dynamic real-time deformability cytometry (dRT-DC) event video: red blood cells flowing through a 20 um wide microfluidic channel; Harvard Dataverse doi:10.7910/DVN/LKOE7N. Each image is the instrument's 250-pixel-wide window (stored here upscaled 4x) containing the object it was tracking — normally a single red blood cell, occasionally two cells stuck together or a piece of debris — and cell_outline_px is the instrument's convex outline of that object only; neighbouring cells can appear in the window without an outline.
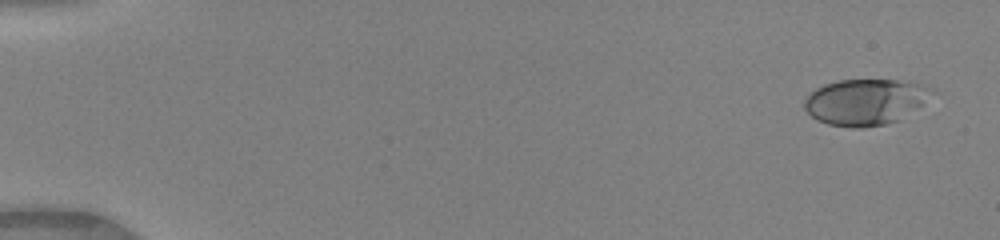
{"species": "human", "species_latin": "Homo sapiens", "temperature_condition": "warm", "stored_images_in_passage": 49, "camera_frame_rate_fps": 3000, "um_per_image_px": 0.085, "donor": {"sex": "female"}, "frame": {"image": 1, "passage_image": 2, "time_ms": 0.333, "image_size_px": [1000, 240], "cell_outline_px": [[932, 88], [920, 104], [896, 120], [884, 124], [860, 128], [852, 128], [828, 124], [816, 120], [804, 108], [804, 100], [816, 88], [824, 84], [840, 80], [896, 80], [920, 84]], "centroid_in_image_um": [73.43, 8.66], "position_along_channel_um": 11.6, "area_um2": 33.23}}
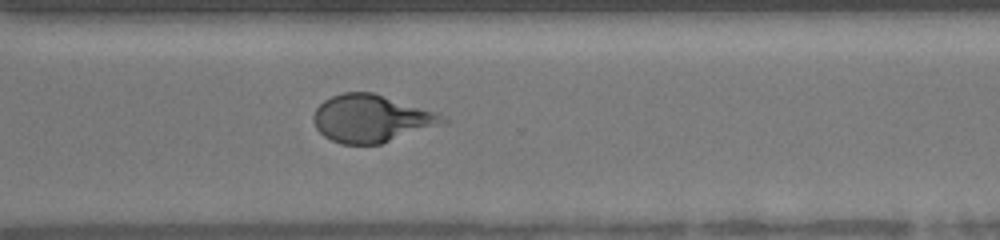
{"frame": {"image": 2, "passage_image": 37, "time_ms": 12.0, "image_size_px": [1000, 240], "cell_outline_px": [[448, 120], [380, 144], [340, 144], [324, 136], [316, 128], [312, 120], [312, 116], [316, 108], [324, 100], [332, 96], [344, 92], [372, 92], [432, 112]], "centroid_in_image_um": [31.4, 10.07], "position_along_channel_um": 339.2, "area_um2": 34.56}}
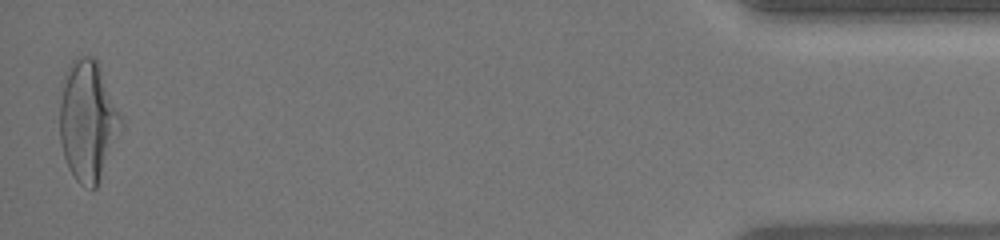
{"frame": {"image": 3, "passage_image": 49, "time_ms": 16.0, "image_size_px": [1000, 240], "cell_outline_px": [[124, 124], [96, 188], [92, 188], [80, 184], [76, 180], [68, 168], [64, 156], [60, 140], [60, 104], [64, 76], [72, 60], [84, 56], [96, 56]], "centroid_in_image_um": [7.47, 10.26], "position_along_channel_um": 427.7, "area_um2": 42.77}, "authors_computed_cell_mechanics": {"area_um2": 34.391, "velocity_mm_per_s": 4.1308, "shape_relaxation_time_tau1_ms": 3.2794, "shape_relaxation_time_tau2_ms": null, "deformation_change_tau1": 0.191, "deformation_change_tau2": null}}